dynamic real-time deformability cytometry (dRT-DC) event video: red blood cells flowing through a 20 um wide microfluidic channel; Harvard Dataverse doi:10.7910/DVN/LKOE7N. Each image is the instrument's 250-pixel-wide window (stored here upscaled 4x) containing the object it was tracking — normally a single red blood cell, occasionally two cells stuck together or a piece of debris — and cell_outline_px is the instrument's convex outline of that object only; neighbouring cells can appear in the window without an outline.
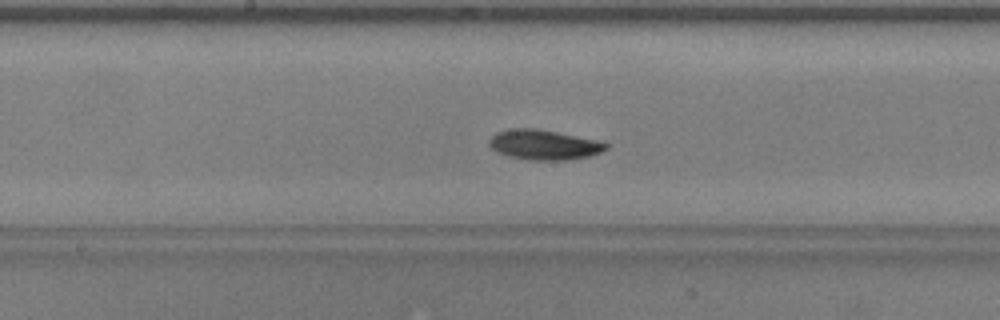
{"species": "common noctule bat (a hibernating species)", "species_latin": "Nyctalus noctula", "temperature_condition": "warm", "stored_images_in_passage": 39, "camera_frame_rate_fps": 3000, "um_per_image_px": 0.085, "animal": {"sex": "male", "body_mass_g": 20.5, "forearm_length_mm": 52.5}, "frame": {"image": 1, "passage_image": 12, "time_ms": 3.667, "image_size_px": [1000, 320], "cell_outline_px": [[608, 148], [600, 152], [588, 156], [564, 160], [528, 160], [508, 156], [496, 152], [488, 144], [488, 140], [496, 132], [512, 128], [536, 128], [596, 140], [608, 144]], "centroid_in_image_um": [46.18, 12.3], "position_along_channel_um": 202.0, "area_um2": 20.29}}
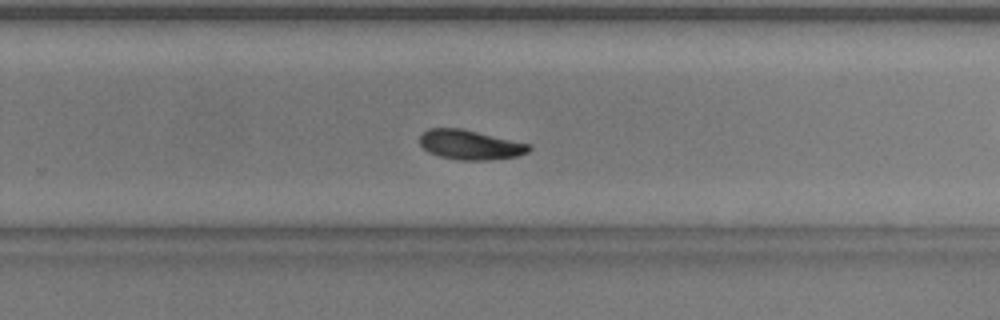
{"frame": {"image": 2, "passage_image": 19, "time_ms": 6.0, "image_size_px": [1000, 320], "cell_outline_px": [[532, 148], [528, 152], [516, 156], [492, 160], [460, 160], [440, 156], [428, 152], [420, 144], [420, 136], [428, 128], [460, 128], [532, 144]], "centroid_in_image_um": [39.99, 12.31], "position_along_channel_um": 289.8, "area_um2": 18.84}}
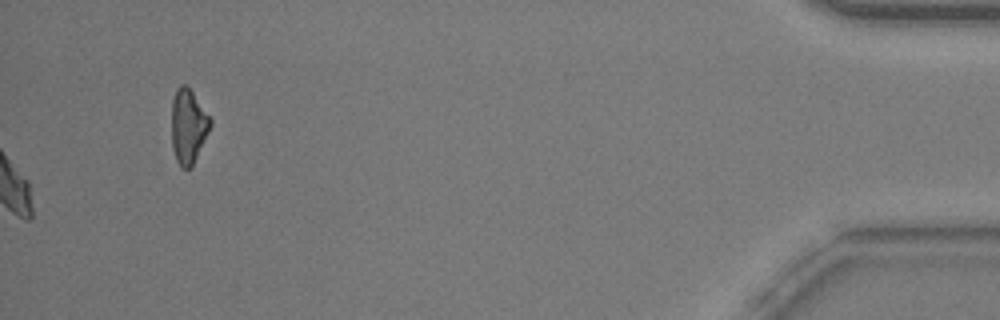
{"frame": {"image": 3, "passage_image": 39, "time_ms": 12.667, "image_size_px": [1000, 320], "cell_outline_px": [[212, 124], [192, 168], [180, 168], [176, 160], [172, 148], [172, 100], [176, 88], [180, 84], [184, 84], [192, 92], [212, 120]], "centroid_in_image_um": [15.99, 10.76], "position_along_channel_um": 419.2, "area_um2": 16.82}, "authors_computed_cell_mechanics": {"area_um2": 19.0162, "velocity_mm_per_s": 3.7946, "shape_relaxation_time_tau1_ms": 3.2334, "shape_relaxation_time_tau2_ms": null, "deformation_change_tau1": 0.1217, "deformation_change_tau2": null}}